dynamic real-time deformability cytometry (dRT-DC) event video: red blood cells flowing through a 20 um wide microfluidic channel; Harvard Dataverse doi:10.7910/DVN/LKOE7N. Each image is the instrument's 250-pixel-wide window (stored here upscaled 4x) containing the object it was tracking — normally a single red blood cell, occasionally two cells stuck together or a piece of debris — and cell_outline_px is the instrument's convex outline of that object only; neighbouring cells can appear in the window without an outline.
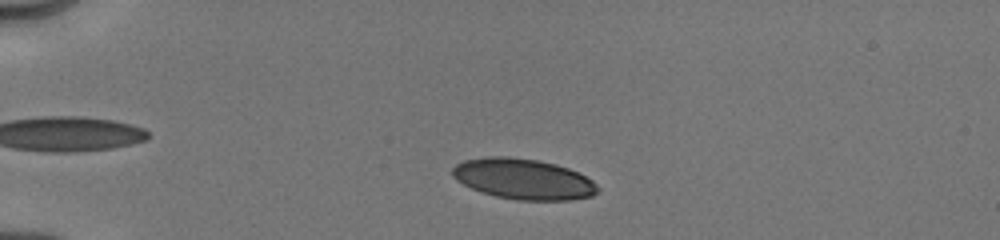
{"species": "human", "species_latin": "Homo sapiens", "temperature_condition": "cold", "stored_images_in_passage": 34, "camera_frame_rate_fps": 3000, "um_per_image_px": 0.085, "donor": {"sex": "male"}, "frame": {"image": 1, "passage_image": 13, "time_ms": 1.667, "image_size_px": [1000, 240], "cell_outline_px": [[600, 188], [592, 196], [568, 200], [516, 200], [496, 196], [472, 188], [456, 180], [452, 176], [452, 168], [456, 164], [464, 160], [488, 156], [508, 156], [536, 160], [556, 164], [568, 168], [592, 180]], "centroid_in_image_um": [44.47, 15.21], "position_along_channel_um": 40.5, "area_um2": 34.22}}
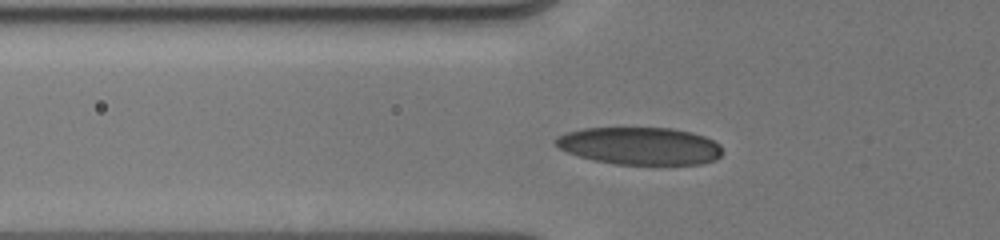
{"frame": {"image": 2, "passage_image": 26, "time_ms": 3.667, "image_size_px": [1000, 240], "cell_outline_px": [[724, 152], [716, 160], [700, 164], [616, 164], [592, 160], [568, 152], [560, 148], [552, 140], [556, 136], [564, 132], [584, 128], [672, 128], [692, 132], [704, 136], [720, 144]], "centroid_in_image_um": [54.39, 12.4], "position_along_channel_um": 71.4, "area_um2": 36.65}}
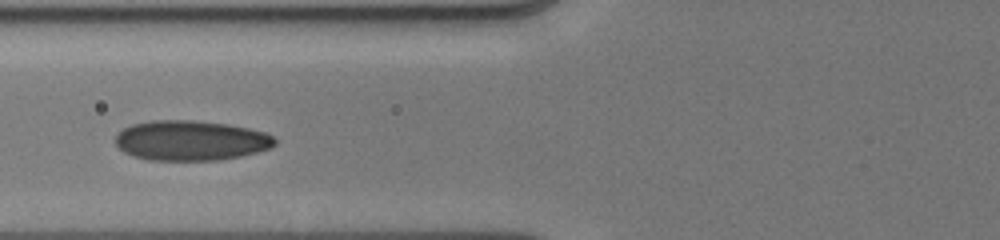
{"frame": {"image": 3, "passage_image": 33, "time_ms": 4.667, "image_size_px": [1000, 240], "cell_outline_px": [[276, 144], [272, 148], [240, 156], [220, 160], [148, 160], [132, 156], [124, 152], [116, 144], [116, 132], [132, 124], [152, 120], [192, 120], [228, 124], [248, 128], [264, 132], [272, 136], [276, 140]], "centroid_in_image_um": [16.2, 11.94], "position_along_channel_um": 109.6, "area_um2": 37.34}}